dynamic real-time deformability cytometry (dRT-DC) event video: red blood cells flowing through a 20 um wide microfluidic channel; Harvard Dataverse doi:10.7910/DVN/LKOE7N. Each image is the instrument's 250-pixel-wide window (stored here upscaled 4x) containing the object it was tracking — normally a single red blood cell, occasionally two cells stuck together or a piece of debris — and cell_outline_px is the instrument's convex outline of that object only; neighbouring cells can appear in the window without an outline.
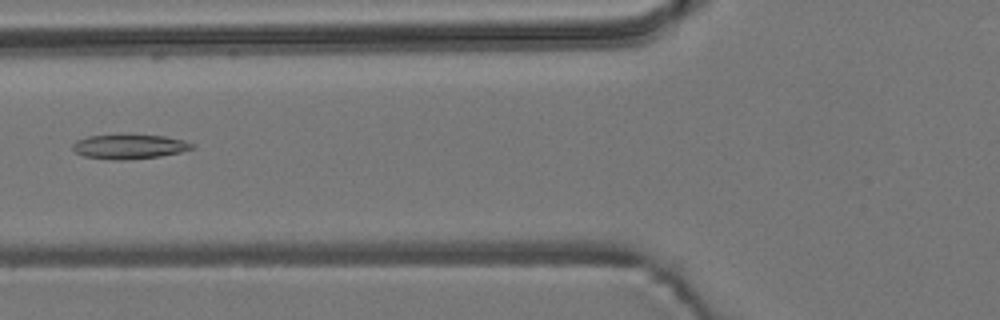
{"species": "common noctule bat (a hibernating species)", "species_latin": "Nyctalus noctula", "temperature_condition": "room temperature", "stored_images_in_passage": 5, "camera_frame_rate_fps": 3000, "um_per_image_px": 0.085, "animal": {"sex": "male", "body_mass_g": 19.2, "forearm_length_mm": 51.8}, "frame": {"image": 1, "passage_image": 4, "time_ms": 3.667, "image_size_px": [1000, 320], "cell_outline_px": [[196, 148], [180, 152], [160, 156], [124, 160], [116, 160], [84, 156], [76, 152], [72, 148], [72, 144], [76, 140], [88, 136], [120, 132], [164, 136], [184, 140], [196, 144]], "centroid_in_image_um": [11.0, 12.41], "position_along_channel_um": 114.8, "area_um2": 17.8}}
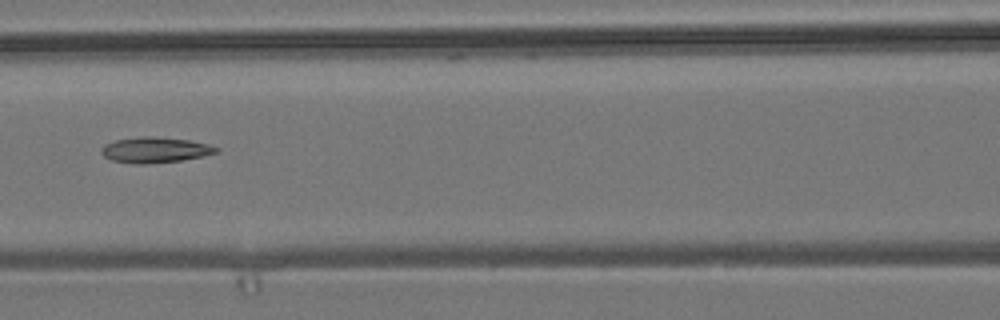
{"frame": {"image": 2, "passage_image": 5, "time_ms": 4.667, "image_size_px": [1000, 320], "cell_outline_px": [[220, 152], [204, 156], [180, 160], [148, 164], [136, 164], [112, 160], [104, 156], [100, 152], [100, 148], [104, 144], [116, 140], [140, 136], [152, 136], [188, 140], [208, 144], [220, 148]], "centroid_in_image_um": [13.18, 12.74], "position_along_channel_um": 153.4, "area_um2": 17.22}}